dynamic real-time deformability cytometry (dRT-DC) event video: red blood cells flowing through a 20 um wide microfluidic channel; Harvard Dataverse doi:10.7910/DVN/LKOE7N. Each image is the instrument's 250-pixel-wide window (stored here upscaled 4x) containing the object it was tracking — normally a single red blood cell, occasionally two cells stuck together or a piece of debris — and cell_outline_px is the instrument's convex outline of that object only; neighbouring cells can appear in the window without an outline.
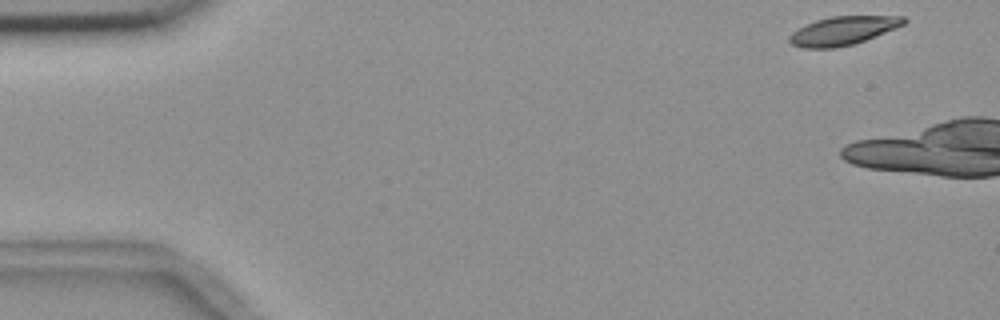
{"species": "common noctule bat (a hibernating species)", "species_latin": "Nyctalus noctula", "temperature_condition": "room temperature", "stored_images_in_passage": 5, "camera_frame_rate_fps": 3000, "um_per_image_px": 0.085, "animal": {"sex": "female", "body_mass_g": 18.4}, "frame": {"image": 1, "passage_image": 2, "time_ms": 0.333, "image_size_px": [1000, 320], "cell_outline_px": [[908, 20], [904, 24], [896, 28], [864, 40], [852, 44], [832, 48], [800, 48], [792, 44], [788, 40], [788, 36], [792, 32], [816, 20], [832, 16], [904, 16]], "centroid_in_image_um": [71.65, 2.61], "position_along_channel_um": 13.4, "area_um2": 18.84}}